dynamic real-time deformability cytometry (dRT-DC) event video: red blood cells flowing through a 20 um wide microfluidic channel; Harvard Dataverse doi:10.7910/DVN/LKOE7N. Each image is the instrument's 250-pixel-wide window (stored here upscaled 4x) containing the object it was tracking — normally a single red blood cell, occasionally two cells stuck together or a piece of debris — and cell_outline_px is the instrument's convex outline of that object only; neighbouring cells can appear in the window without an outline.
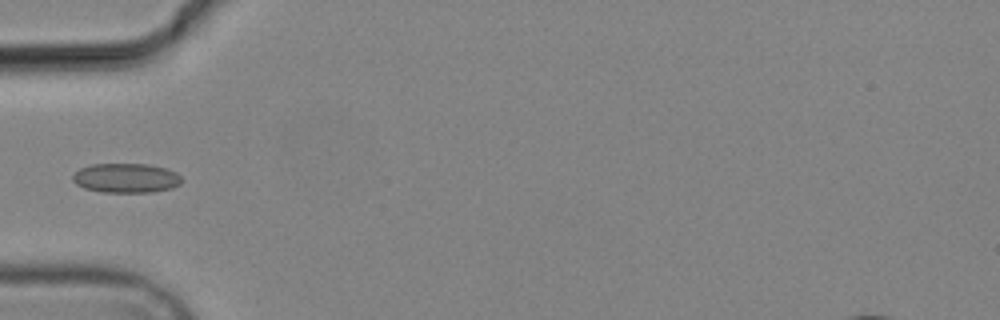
{"species": "common noctule bat (a hibernating species)", "species_latin": "Nyctalus noctula", "temperature_condition": "cold", "stored_images_in_passage": 5, "camera_frame_rate_fps": 3000, "um_per_image_px": 0.085, "animal": {"sex": "male", "body_mass_g": 19.2, "forearm_length_mm": 51.8}, "frame": {"image": 1, "passage_image": 5, "time_ms": 6.0, "image_size_px": [1000, 320], "cell_outline_px": [[184, 180], [180, 184], [172, 188], [152, 192], [100, 192], [84, 188], [76, 184], [72, 180], [72, 176], [80, 168], [92, 164], [148, 164], [168, 168], [176, 172]], "centroid_in_image_um": [10.74, 15.13], "position_along_channel_um": 74.3, "area_um2": 18.9}}